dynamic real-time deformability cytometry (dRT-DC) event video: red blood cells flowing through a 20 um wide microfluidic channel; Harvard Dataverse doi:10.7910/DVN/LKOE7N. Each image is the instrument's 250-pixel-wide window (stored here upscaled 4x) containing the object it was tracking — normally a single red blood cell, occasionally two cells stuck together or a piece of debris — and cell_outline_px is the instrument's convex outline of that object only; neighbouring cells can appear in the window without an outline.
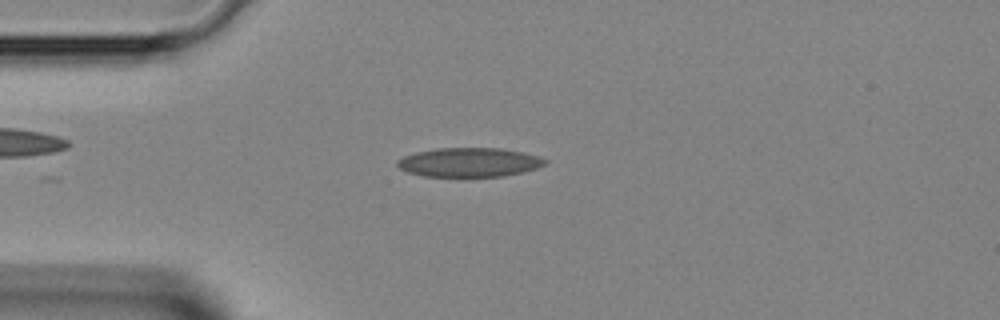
{"species": "Egyptian fruit bat (a non-hibernating species)", "species_latin": "Rousettus aegyptiacus", "temperature_condition": "room temperature", "stored_images_in_passage": 31, "camera_frame_rate_fps": 3000, "um_per_image_px": 0.085, "animal": {"sex": "female"}, "frame": {"image": 1, "passage_image": 9, "time_ms": 2.667, "image_size_px": [1000, 320], "cell_outline_px": [[548, 160], [544, 164], [536, 168], [524, 172], [504, 176], [424, 176], [408, 172], [400, 168], [396, 164], [396, 160], [404, 156], [416, 152], [436, 148], [500, 148], [524, 152], [540, 156]], "centroid_in_image_um": [39.9, 13.79], "position_along_channel_um": 45.1, "area_um2": 25.09}}
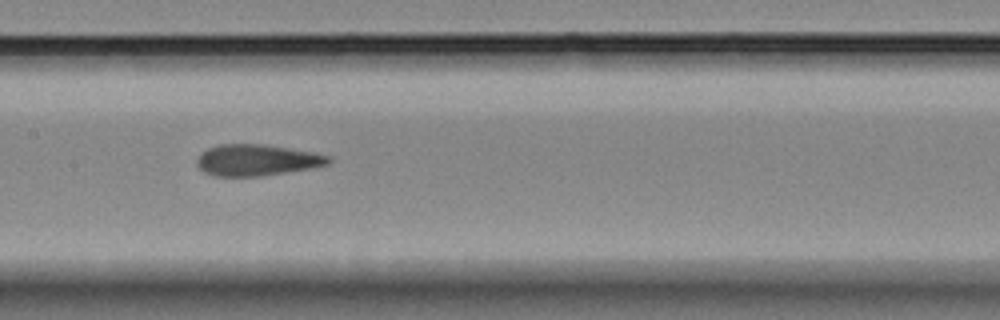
{"frame": {"image": 2, "passage_image": 19, "time_ms": 6.0, "image_size_px": [1000, 320], "cell_outline_px": [[332, 160], [328, 164], [308, 168], [260, 176], [216, 176], [204, 172], [196, 164], [196, 160], [200, 152], [208, 148], [220, 144], [264, 144], [316, 152], [332, 156]], "centroid_in_image_um": [21.82, 13.59], "position_along_channel_um": 185.6, "area_um2": 24.04}}
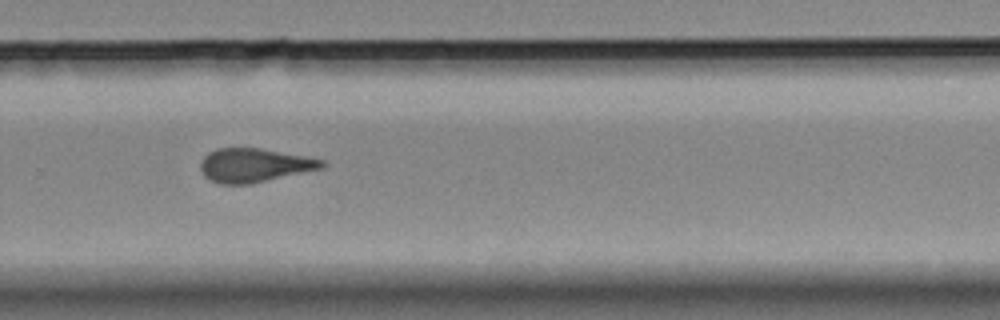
{"frame": {"image": 3, "passage_image": 27, "time_ms": 8.667, "image_size_px": [1000, 320], "cell_outline_px": [[328, 164], [324, 168], [252, 184], [220, 184], [204, 176], [200, 168], [200, 164], [204, 156], [208, 152], [216, 148], [260, 148], [304, 156], [324, 160]], "centroid_in_image_um": [21.63, 14.05], "position_along_channel_um": 308.2, "area_um2": 24.04}}